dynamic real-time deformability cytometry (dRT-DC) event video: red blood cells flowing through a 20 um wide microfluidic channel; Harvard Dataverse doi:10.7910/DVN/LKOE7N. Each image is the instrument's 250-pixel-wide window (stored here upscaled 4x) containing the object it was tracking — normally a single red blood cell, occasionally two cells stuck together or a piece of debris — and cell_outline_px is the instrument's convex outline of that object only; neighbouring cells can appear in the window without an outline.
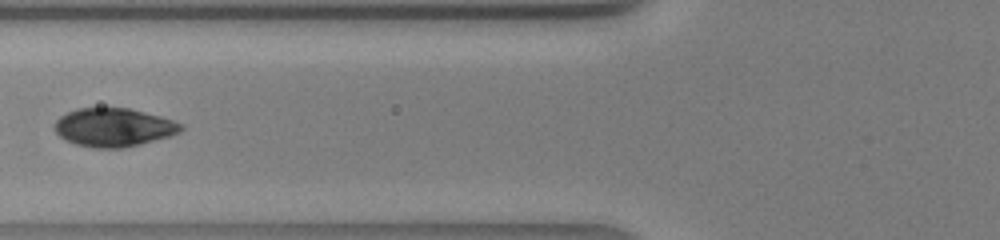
{"species": "human", "species_latin": "Homo sapiens", "temperature_condition": "warm", "stored_images_in_passage": 19, "segment_of_instrument_passage": [2, 2], "camera_frame_rate_fps": 3000, "um_per_image_px": 0.085, "donor": {"sex": "male"}, "frame": {"image": 1, "passage_image": 17, "time_ms": 5.333, "image_size_px": [1000, 240], "cell_outline_px": [[184, 128], [180, 132], [168, 136], [140, 144], [124, 148], [96, 148], [76, 144], [60, 136], [56, 132], [52, 124], [60, 116], [76, 108], [128, 108], [160, 116], [184, 124]], "centroid_in_image_um": [9.65, 10.82], "position_along_channel_um": 116.1, "area_um2": 28.21}}